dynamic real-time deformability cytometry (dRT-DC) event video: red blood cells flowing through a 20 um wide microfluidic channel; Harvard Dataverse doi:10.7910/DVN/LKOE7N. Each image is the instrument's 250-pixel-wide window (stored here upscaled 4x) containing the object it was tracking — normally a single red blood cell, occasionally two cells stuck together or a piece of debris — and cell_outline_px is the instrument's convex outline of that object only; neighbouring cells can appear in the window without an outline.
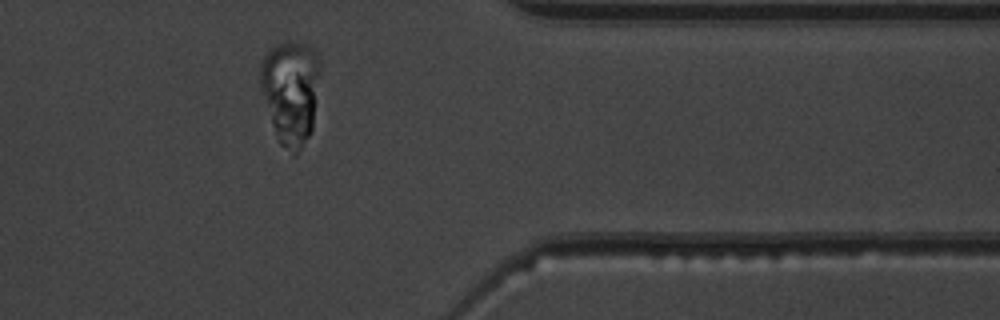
{"species": "common noctule bat (a hibernating species)", "species_latin": "Nyctalus noctula", "temperature_condition": "warm", "stored_images_in_passage": 41, "camera_frame_rate_fps": 3000, "um_per_image_px": 0.085, "animal": {"sex": "male", "body_mass_g": 19.5, "forearm_length_mm": 54.6}, "frame": {"image": 1, "passage_image": 31, "time_ms": 10.0, "image_size_px": [1000, 320], "cell_outline_px": [[320, 72], [312, 128], [308, 136], [296, 156], [292, 156], [280, 144], [276, 136], [260, 84], [260, 60], [272, 48], [288, 40], [292, 40], [304, 44], [320, 52]], "centroid_in_image_um": [24.73, 7.76], "position_along_channel_um": 386.7, "area_um2": 36.41}}